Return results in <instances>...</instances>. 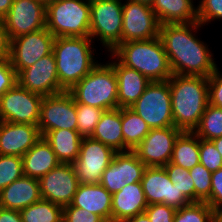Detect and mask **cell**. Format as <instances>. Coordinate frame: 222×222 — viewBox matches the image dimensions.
I'll return each mask as SVG.
<instances>
[{"mask_svg":"<svg viewBox=\"0 0 222 222\" xmlns=\"http://www.w3.org/2000/svg\"><path fill=\"white\" fill-rule=\"evenodd\" d=\"M198 21L160 25L159 38L173 74L209 77L216 68L211 47L198 38Z\"/></svg>","mask_w":222,"mask_h":222,"instance_id":"6da1fadb","label":"cell"},{"mask_svg":"<svg viewBox=\"0 0 222 222\" xmlns=\"http://www.w3.org/2000/svg\"><path fill=\"white\" fill-rule=\"evenodd\" d=\"M168 81L174 127L194 132L209 104L208 77L173 74Z\"/></svg>","mask_w":222,"mask_h":222,"instance_id":"7a4b0ae2","label":"cell"},{"mask_svg":"<svg viewBox=\"0 0 222 222\" xmlns=\"http://www.w3.org/2000/svg\"><path fill=\"white\" fill-rule=\"evenodd\" d=\"M93 43L89 36L55 37L52 52L59 84L64 91H69L98 64Z\"/></svg>","mask_w":222,"mask_h":222,"instance_id":"3957f363","label":"cell"},{"mask_svg":"<svg viewBox=\"0 0 222 222\" xmlns=\"http://www.w3.org/2000/svg\"><path fill=\"white\" fill-rule=\"evenodd\" d=\"M111 54L122 65L137 70L150 81H167L173 75L159 36L120 43Z\"/></svg>","mask_w":222,"mask_h":222,"instance_id":"277c9868","label":"cell"},{"mask_svg":"<svg viewBox=\"0 0 222 222\" xmlns=\"http://www.w3.org/2000/svg\"><path fill=\"white\" fill-rule=\"evenodd\" d=\"M75 102L103 110L118 108L117 78L109 62L98 64L69 91Z\"/></svg>","mask_w":222,"mask_h":222,"instance_id":"5b68a950","label":"cell"},{"mask_svg":"<svg viewBox=\"0 0 222 222\" xmlns=\"http://www.w3.org/2000/svg\"><path fill=\"white\" fill-rule=\"evenodd\" d=\"M46 28L55 37H85L90 32L89 0H50Z\"/></svg>","mask_w":222,"mask_h":222,"instance_id":"8992f818","label":"cell"},{"mask_svg":"<svg viewBox=\"0 0 222 222\" xmlns=\"http://www.w3.org/2000/svg\"><path fill=\"white\" fill-rule=\"evenodd\" d=\"M123 0H91L89 37L100 41L111 53L120 43L122 35Z\"/></svg>","mask_w":222,"mask_h":222,"instance_id":"52a82bcc","label":"cell"},{"mask_svg":"<svg viewBox=\"0 0 222 222\" xmlns=\"http://www.w3.org/2000/svg\"><path fill=\"white\" fill-rule=\"evenodd\" d=\"M150 127L174 126L169 81H151L143 94L130 107Z\"/></svg>","mask_w":222,"mask_h":222,"instance_id":"ba28073f","label":"cell"},{"mask_svg":"<svg viewBox=\"0 0 222 222\" xmlns=\"http://www.w3.org/2000/svg\"><path fill=\"white\" fill-rule=\"evenodd\" d=\"M42 99L17 83L0 97V121L38 126Z\"/></svg>","mask_w":222,"mask_h":222,"instance_id":"9c48e42d","label":"cell"},{"mask_svg":"<svg viewBox=\"0 0 222 222\" xmlns=\"http://www.w3.org/2000/svg\"><path fill=\"white\" fill-rule=\"evenodd\" d=\"M116 152L90 137H83L78 158L73 163L78 180L82 184H100L102 174Z\"/></svg>","mask_w":222,"mask_h":222,"instance_id":"30bf717a","label":"cell"},{"mask_svg":"<svg viewBox=\"0 0 222 222\" xmlns=\"http://www.w3.org/2000/svg\"><path fill=\"white\" fill-rule=\"evenodd\" d=\"M55 36L45 27L11 39L9 60L17 75L42 57L51 54Z\"/></svg>","mask_w":222,"mask_h":222,"instance_id":"8fae6325","label":"cell"},{"mask_svg":"<svg viewBox=\"0 0 222 222\" xmlns=\"http://www.w3.org/2000/svg\"><path fill=\"white\" fill-rule=\"evenodd\" d=\"M38 127L41 136L52 130H77L76 104L68 91L43 97Z\"/></svg>","mask_w":222,"mask_h":222,"instance_id":"7c38bea8","label":"cell"},{"mask_svg":"<svg viewBox=\"0 0 222 222\" xmlns=\"http://www.w3.org/2000/svg\"><path fill=\"white\" fill-rule=\"evenodd\" d=\"M122 14L121 43L159 36L160 23L150 5L125 0Z\"/></svg>","mask_w":222,"mask_h":222,"instance_id":"4fadbf2b","label":"cell"},{"mask_svg":"<svg viewBox=\"0 0 222 222\" xmlns=\"http://www.w3.org/2000/svg\"><path fill=\"white\" fill-rule=\"evenodd\" d=\"M11 39L46 27V3L42 0H13L3 19Z\"/></svg>","mask_w":222,"mask_h":222,"instance_id":"5bb4252c","label":"cell"},{"mask_svg":"<svg viewBox=\"0 0 222 222\" xmlns=\"http://www.w3.org/2000/svg\"><path fill=\"white\" fill-rule=\"evenodd\" d=\"M141 184L148 205L161 203L178 210L192 203L173 185L164 167H146Z\"/></svg>","mask_w":222,"mask_h":222,"instance_id":"9a60e30c","label":"cell"},{"mask_svg":"<svg viewBox=\"0 0 222 222\" xmlns=\"http://www.w3.org/2000/svg\"><path fill=\"white\" fill-rule=\"evenodd\" d=\"M181 133L174 126L150 129L133 151L146 167H164L170 162L175 141Z\"/></svg>","mask_w":222,"mask_h":222,"instance_id":"2e32d148","label":"cell"},{"mask_svg":"<svg viewBox=\"0 0 222 222\" xmlns=\"http://www.w3.org/2000/svg\"><path fill=\"white\" fill-rule=\"evenodd\" d=\"M39 184L42 199L64 207L72 203L80 182L72 163H60L41 177Z\"/></svg>","mask_w":222,"mask_h":222,"instance_id":"e0dca14e","label":"cell"},{"mask_svg":"<svg viewBox=\"0 0 222 222\" xmlns=\"http://www.w3.org/2000/svg\"><path fill=\"white\" fill-rule=\"evenodd\" d=\"M146 165L133 150L116 152L113 160L102 174L100 184L111 194L125 185L141 182Z\"/></svg>","mask_w":222,"mask_h":222,"instance_id":"ac0fdd59","label":"cell"},{"mask_svg":"<svg viewBox=\"0 0 222 222\" xmlns=\"http://www.w3.org/2000/svg\"><path fill=\"white\" fill-rule=\"evenodd\" d=\"M18 84L33 93L44 96L55 95L64 90L60 87L56 59L48 54L17 75Z\"/></svg>","mask_w":222,"mask_h":222,"instance_id":"d6986e66","label":"cell"},{"mask_svg":"<svg viewBox=\"0 0 222 222\" xmlns=\"http://www.w3.org/2000/svg\"><path fill=\"white\" fill-rule=\"evenodd\" d=\"M41 137L37 125L0 121V154L22 157Z\"/></svg>","mask_w":222,"mask_h":222,"instance_id":"ffe728a7","label":"cell"},{"mask_svg":"<svg viewBox=\"0 0 222 222\" xmlns=\"http://www.w3.org/2000/svg\"><path fill=\"white\" fill-rule=\"evenodd\" d=\"M108 61L117 78L118 108H130L143 94L150 80L137 70L122 65L111 53Z\"/></svg>","mask_w":222,"mask_h":222,"instance_id":"44dd1931","label":"cell"},{"mask_svg":"<svg viewBox=\"0 0 222 222\" xmlns=\"http://www.w3.org/2000/svg\"><path fill=\"white\" fill-rule=\"evenodd\" d=\"M147 206L141 182L127 184L112 194L111 222H124L144 213Z\"/></svg>","mask_w":222,"mask_h":222,"instance_id":"7402d4cb","label":"cell"},{"mask_svg":"<svg viewBox=\"0 0 222 222\" xmlns=\"http://www.w3.org/2000/svg\"><path fill=\"white\" fill-rule=\"evenodd\" d=\"M41 199L39 179L23 175L0 192V207L20 211Z\"/></svg>","mask_w":222,"mask_h":222,"instance_id":"603a6c76","label":"cell"},{"mask_svg":"<svg viewBox=\"0 0 222 222\" xmlns=\"http://www.w3.org/2000/svg\"><path fill=\"white\" fill-rule=\"evenodd\" d=\"M71 205L99 215L106 222H111L112 194L101 184L80 183Z\"/></svg>","mask_w":222,"mask_h":222,"instance_id":"cb8c5ba5","label":"cell"},{"mask_svg":"<svg viewBox=\"0 0 222 222\" xmlns=\"http://www.w3.org/2000/svg\"><path fill=\"white\" fill-rule=\"evenodd\" d=\"M22 162L24 175L35 179H40L61 163L43 137L22 156Z\"/></svg>","mask_w":222,"mask_h":222,"instance_id":"d4e9b609","label":"cell"},{"mask_svg":"<svg viewBox=\"0 0 222 222\" xmlns=\"http://www.w3.org/2000/svg\"><path fill=\"white\" fill-rule=\"evenodd\" d=\"M195 1V0H194ZM193 0H155L151 8L160 23H190L198 21Z\"/></svg>","mask_w":222,"mask_h":222,"instance_id":"484cf974","label":"cell"},{"mask_svg":"<svg viewBox=\"0 0 222 222\" xmlns=\"http://www.w3.org/2000/svg\"><path fill=\"white\" fill-rule=\"evenodd\" d=\"M121 108L105 111L90 138L102 142L115 152H124Z\"/></svg>","mask_w":222,"mask_h":222,"instance_id":"4316f807","label":"cell"},{"mask_svg":"<svg viewBox=\"0 0 222 222\" xmlns=\"http://www.w3.org/2000/svg\"><path fill=\"white\" fill-rule=\"evenodd\" d=\"M52 147L61 163H74L78 158L83 137L77 130L58 129L42 136Z\"/></svg>","mask_w":222,"mask_h":222,"instance_id":"83f0119b","label":"cell"},{"mask_svg":"<svg viewBox=\"0 0 222 222\" xmlns=\"http://www.w3.org/2000/svg\"><path fill=\"white\" fill-rule=\"evenodd\" d=\"M171 163L190 170L199 164V137L194 132H182L175 141Z\"/></svg>","mask_w":222,"mask_h":222,"instance_id":"f1b7e54d","label":"cell"},{"mask_svg":"<svg viewBox=\"0 0 222 222\" xmlns=\"http://www.w3.org/2000/svg\"><path fill=\"white\" fill-rule=\"evenodd\" d=\"M124 151L133 150L150 132L148 124L131 108H121Z\"/></svg>","mask_w":222,"mask_h":222,"instance_id":"f546056e","label":"cell"},{"mask_svg":"<svg viewBox=\"0 0 222 222\" xmlns=\"http://www.w3.org/2000/svg\"><path fill=\"white\" fill-rule=\"evenodd\" d=\"M23 222H63V207L41 199L20 210Z\"/></svg>","mask_w":222,"mask_h":222,"instance_id":"4dcf8cb0","label":"cell"},{"mask_svg":"<svg viewBox=\"0 0 222 222\" xmlns=\"http://www.w3.org/2000/svg\"><path fill=\"white\" fill-rule=\"evenodd\" d=\"M194 133L203 140L212 141L222 136V108L208 104Z\"/></svg>","mask_w":222,"mask_h":222,"instance_id":"1f68e13d","label":"cell"},{"mask_svg":"<svg viewBox=\"0 0 222 222\" xmlns=\"http://www.w3.org/2000/svg\"><path fill=\"white\" fill-rule=\"evenodd\" d=\"M215 211L206 202H192L176 210L173 222H212Z\"/></svg>","mask_w":222,"mask_h":222,"instance_id":"d6a6232c","label":"cell"},{"mask_svg":"<svg viewBox=\"0 0 222 222\" xmlns=\"http://www.w3.org/2000/svg\"><path fill=\"white\" fill-rule=\"evenodd\" d=\"M75 104L77 114V131L82 137H90L95 126L100 121L106 110L78 102H75Z\"/></svg>","mask_w":222,"mask_h":222,"instance_id":"836d02e7","label":"cell"},{"mask_svg":"<svg viewBox=\"0 0 222 222\" xmlns=\"http://www.w3.org/2000/svg\"><path fill=\"white\" fill-rule=\"evenodd\" d=\"M23 175L22 157L0 154V192Z\"/></svg>","mask_w":222,"mask_h":222,"instance_id":"e575fe53","label":"cell"},{"mask_svg":"<svg viewBox=\"0 0 222 222\" xmlns=\"http://www.w3.org/2000/svg\"><path fill=\"white\" fill-rule=\"evenodd\" d=\"M173 185L176 186L182 193L191 201L195 202L194 182L189 174V170L169 162L164 166Z\"/></svg>","mask_w":222,"mask_h":222,"instance_id":"d590c367","label":"cell"},{"mask_svg":"<svg viewBox=\"0 0 222 222\" xmlns=\"http://www.w3.org/2000/svg\"><path fill=\"white\" fill-rule=\"evenodd\" d=\"M189 174L194 182L195 202L207 203L210 200L212 173L199 163L189 170Z\"/></svg>","mask_w":222,"mask_h":222,"instance_id":"8d00e7d4","label":"cell"},{"mask_svg":"<svg viewBox=\"0 0 222 222\" xmlns=\"http://www.w3.org/2000/svg\"><path fill=\"white\" fill-rule=\"evenodd\" d=\"M199 161L211 173L222 168V156L211 141L199 138Z\"/></svg>","mask_w":222,"mask_h":222,"instance_id":"74e56055","label":"cell"},{"mask_svg":"<svg viewBox=\"0 0 222 222\" xmlns=\"http://www.w3.org/2000/svg\"><path fill=\"white\" fill-rule=\"evenodd\" d=\"M197 5L198 22L203 26L222 20V0H200Z\"/></svg>","mask_w":222,"mask_h":222,"instance_id":"f35d334b","label":"cell"},{"mask_svg":"<svg viewBox=\"0 0 222 222\" xmlns=\"http://www.w3.org/2000/svg\"><path fill=\"white\" fill-rule=\"evenodd\" d=\"M63 222H106L101 216L70 205L63 207Z\"/></svg>","mask_w":222,"mask_h":222,"instance_id":"ab89813d","label":"cell"},{"mask_svg":"<svg viewBox=\"0 0 222 222\" xmlns=\"http://www.w3.org/2000/svg\"><path fill=\"white\" fill-rule=\"evenodd\" d=\"M17 83V73L9 58L0 60V97Z\"/></svg>","mask_w":222,"mask_h":222,"instance_id":"60d3db41","label":"cell"},{"mask_svg":"<svg viewBox=\"0 0 222 222\" xmlns=\"http://www.w3.org/2000/svg\"><path fill=\"white\" fill-rule=\"evenodd\" d=\"M218 65L208 77L209 104L222 108V72Z\"/></svg>","mask_w":222,"mask_h":222,"instance_id":"b9f144b4","label":"cell"},{"mask_svg":"<svg viewBox=\"0 0 222 222\" xmlns=\"http://www.w3.org/2000/svg\"><path fill=\"white\" fill-rule=\"evenodd\" d=\"M176 209L165 204H150L145 214L151 222H173Z\"/></svg>","mask_w":222,"mask_h":222,"instance_id":"7bdbcfd3","label":"cell"},{"mask_svg":"<svg viewBox=\"0 0 222 222\" xmlns=\"http://www.w3.org/2000/svg\"><path fill=\"white\" fill-rule=\"evenodd\" d=\"M207 204L215 212L222 208V168L212 173L210 200Z\"/></svg>","mask_w":222,"mask_h":222,"instance_id":"ee69618b","label":"cell"},{"mask_svg":"<svg viewBox=\"0 0 222 222\" xmlns=\"http://www.w3.org/2000/svg\"><path fill=\"white\" fill-rule=\"evenodd\" d=\"M11 40L8 36L5 22L0 19V60L9 58Z\"/></svg>","mask_w":222,"mask_h":222,"instance_id":"f6af8a7d","label":"cell"},{"mask_svg":"<svg viewBox=\"0 0 222 222\" xmlns=\"http://www.w3.org/2000/svg\"><path fill=\"white\" fill-rule=\"evenodd\" d=\"M0 222H23L20 211L0 207Z\"/></svg>","mask_w":222,"mask_h":222,"instance_id":"bcb514c9","label":"cell"},{"mask_svg":"<svg viewBox=\"0 0 222 222\" xmlns=\"http://www.w3.org/2000/svg\"><path fill=\"white\" fill-rule=\"evenodd\" d=\"M13 0H0V19H4L8 14Z\"/></svg>","mask_w":222,"mask_h":222,"instance_id":"7dc6e473","label":"cell"},{"mask_svg":"<svg viewBox=\"0 0 222 222\" xmlns=\"http://www.w3.org/2000/svg\"><path fill=\"white\" fill-rule=\"evenodd\" d=\"M124 222H151L145 213L126 219Z\"/></svg>","mask_w":222,"mask_h":222,"instance_id":"c3c4849f","label":"cell"},{"mask_svg":"<svg viewBox=\"0 0 222 222\" xmlns=\"http://www.w3.org/2000/svg\"><path fill=\"white\" fill-rule=\"evenodd\" d=\"M211 142L215 145V148L218 150V152L222 156V136L213 139Z\"/></svg>","mask_w":222,"mask_h":222,"instance_id":"681fc988","label":"cell"},{"mask_svg":"<svg viewBox=\"0 0 222 222\" xmlns=\"http://www.w3.org/2000/svg\"><path fill=\"white\" fill-rule=\"evenodd\" d=\"M131 1L144 3V4L152 6V4L154 3L155 0H131Z\"/></svg>","mask_w":222,"mask_h":222,"instance_id":"f907efd6","label":"cell"},{"mask_svg":"<svg viewBox=\"0 0 222 222\" xmlns=\"http://www.w3.org/2000/svg\"><path fill=\"white\" fill-rule=\"evenodd\" d=\"M215 218L222 222V208L215 212Z\"/></svg>","mask_w":222,"mask_h":222,"instance_id":"816d5d0a","label":"cell"},{"mask_svg":"<svg viewBox=\"0 0 222 222\" xmlns=\"http://www.w3.org/2000/svg\"><path fill=\"white\" fill-rule=\"evenodd\" d=\"M212 222H220V221L215 218Z\"/></svg>","mask_w":222,"mask_h":222,"instance_id":"f5cc1de1","label":"cell"}]
</instances>
